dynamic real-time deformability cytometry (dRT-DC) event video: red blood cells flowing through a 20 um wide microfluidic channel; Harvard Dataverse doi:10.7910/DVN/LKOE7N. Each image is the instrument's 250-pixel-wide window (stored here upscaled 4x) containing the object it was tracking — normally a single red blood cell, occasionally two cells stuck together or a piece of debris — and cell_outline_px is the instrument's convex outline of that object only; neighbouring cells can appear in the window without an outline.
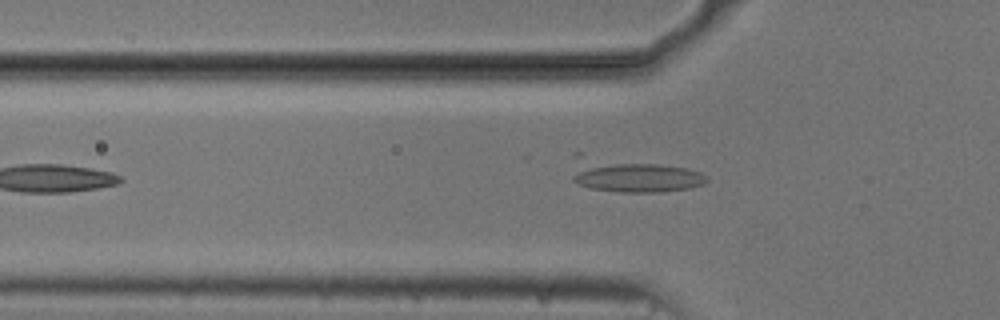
{"species": "common noctule bat (a hibernating species)", "species_latin": "Nyctalus noctula", "temperature_condition": "cold", "stored_images_in_passage": 27, "camera_frame_rate_fps": 3000, "um_per_image_px": 0.085, "animal": {"sex": "male", "body_mass_g": 20.5, "forearm_length_mm": 52.5}, "frame": {"image": 1, "passage_image": 6, "time_ms": 1.667, "image_size_px": [1000, 320], "cell_outline_px": [[708, 180], [704, 184], [688, 188], [660, 192], [620, 192], [592, 188], [576, 184], [572, 180], [572, 152], [580, 152], [660, 164], [684, 168], [700, 172], [708, 176]], "centroid_in_image_um": [53.63, 14.85], "position_along_channel_um": 72.2, "area_um2": 27.28}}
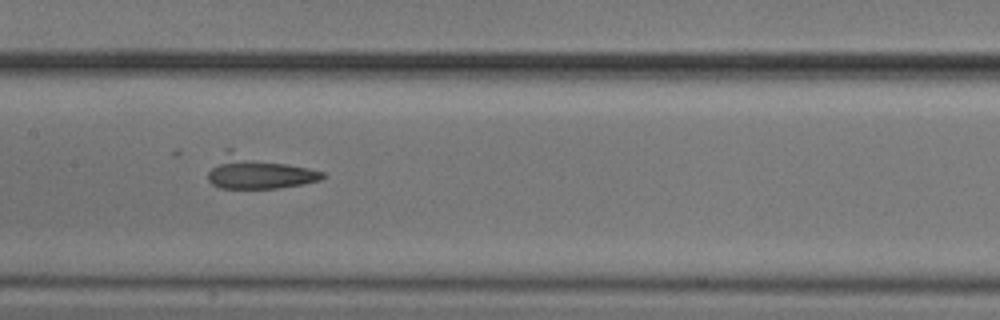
{"frame": {"image": 2, "passage_image": 15, "time_ms": 4.667, "image_size_px": [1000, 320], "cell_outline_px": [[324, 176], [320, 180], [304, 184], [280, 188], [220, 188], [212, 184], [208, 180], [208, 172], [224, 148], [232, 148], [324, 172]], "centroid_in_image_um": [21.9, 14.6], "position_along_channel_um": 185.5, "area_um2": 22.54}}
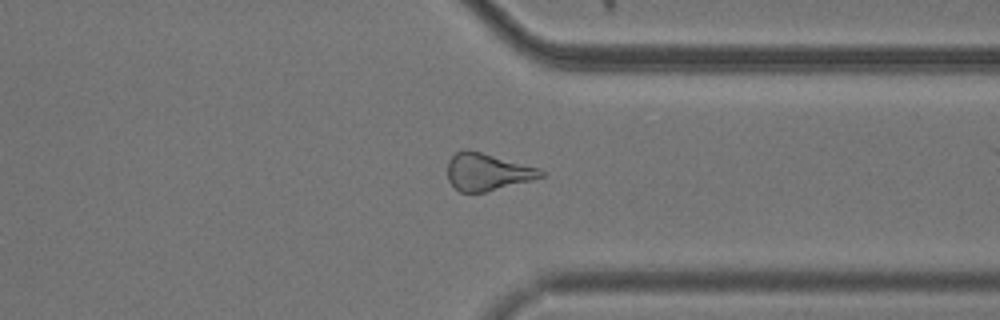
{"frame": {"image": 3, "passage_image": 26, "time_ms": 8.333, "image_size_px": [1000, 320], "cell_outline_px": [[544, 176], [532, 180], [484, 192], [460, 192], [448, 180], [448, 160], [456, 152], [464, 148], [468, 148], [540, 168], [544, 172]], "centroid_in_image_um": [41.41, 14.59], "position_along_channel_um": 370.0, "area_um2": 20.29}}